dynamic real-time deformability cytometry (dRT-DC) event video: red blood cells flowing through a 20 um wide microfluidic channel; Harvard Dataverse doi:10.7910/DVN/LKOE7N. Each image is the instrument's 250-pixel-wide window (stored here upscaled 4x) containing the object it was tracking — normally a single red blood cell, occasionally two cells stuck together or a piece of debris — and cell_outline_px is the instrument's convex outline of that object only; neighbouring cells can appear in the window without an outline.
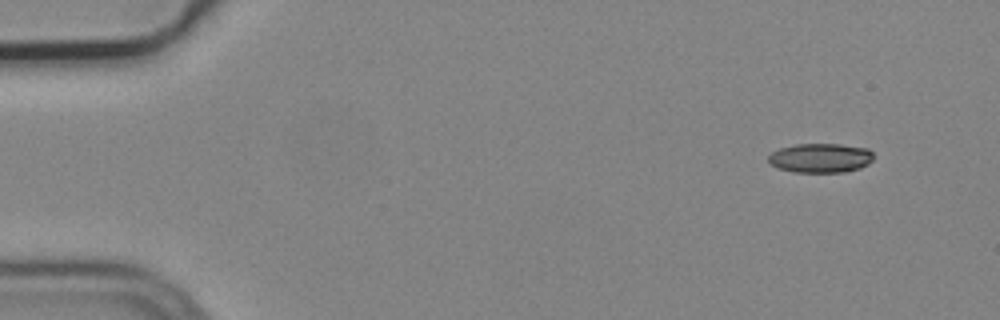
{"species": "common noctule bat (a hibernating species)", "species_latin": "Nyctalus noctula", "temperature_condition": "cold", "stored_images_in_passage": 4, "camera_frame_rate_fps": 3000, "um_per_image_px": 0.085, "animal": {"sex": "male", "body_mass_g": 19.2, "forearm_length_mm": 51.8}, "frame": {"image": 1, "passage_image": 1, "time_ms": 0.0, "image_size_px": [1000, 320], "cell_outline_px": [[872, 160], [868, 164], [860, 168], [844, 172], [792, 172], [776, 168], [768, 160], [768, 156], [772, 152], [780, 148], [796, 144], [840, 144], [868, 148], [872, 152]], "centroid_in_image_um": [69.73, 13.43], "position_along_channel_um": 15.3, "area_um2": 18.03}}
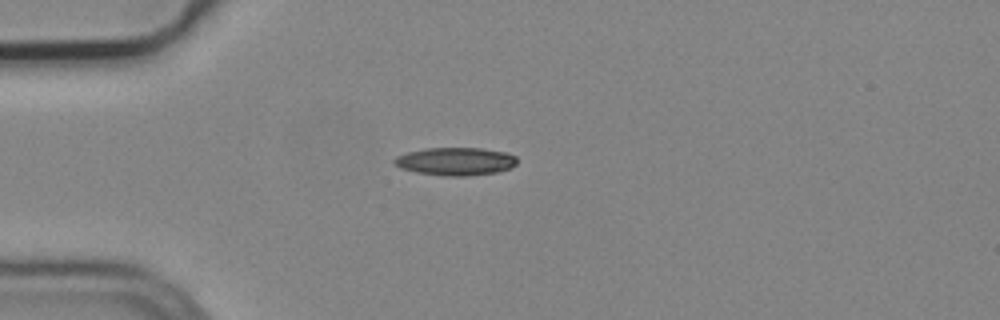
{"frame": {"image": 2, "passage_image": 4, "time_ms": 1.0, "image_size_px": [1000, 320], "cell_outline_px": [[516, 164], [512, 168], [496, 172], [468, 176], [444, 176], [416, 172], [400, 168], [392, 164], [392, 160], [396, 156], [408, 152], [424, 148], [480, 148], [504, 152], [516, 156]], "centroid_in_image_um": [38.68, 13.72], "position_along_channel_um": 46.3, "area_um2": 20.11}}